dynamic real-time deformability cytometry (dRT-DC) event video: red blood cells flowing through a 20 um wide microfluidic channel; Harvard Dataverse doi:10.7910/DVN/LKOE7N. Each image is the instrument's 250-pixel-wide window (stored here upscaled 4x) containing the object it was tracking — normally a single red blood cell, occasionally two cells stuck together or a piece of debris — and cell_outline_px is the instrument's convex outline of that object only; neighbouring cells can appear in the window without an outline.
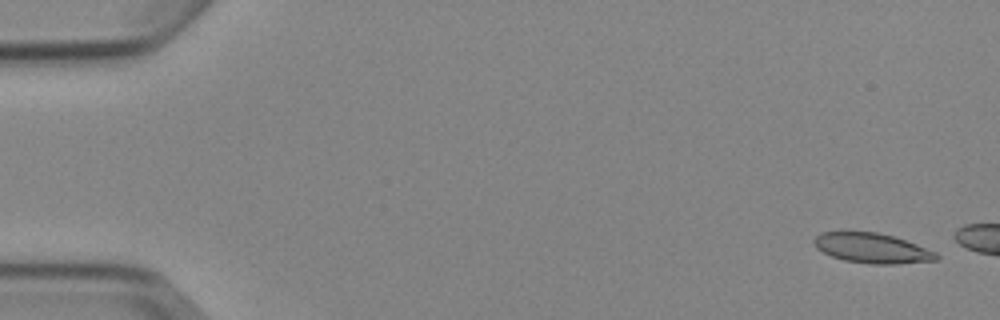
{"species": "Egyptian fruit bat (a non-hibernating species)", "species_latin": "Rousettus aegyptiacus", "temperature_condition": "cold", "stored_images_in_passage": 7, "camera_frame_rate_fps": 3000, "um_per_image_px": 0.085, "animal": {"sex": "female"}, "frame": {"image": 1, "passage_image": 1, "time_ms": 0.0, "image_size_px": [1000, 320], "cell_outline_px": [[940, 256], [936, 260], [896, 264], [872, 264], [844, 260], [832, 256], [816, 248], [812, 240], [820, 232], [840, 228], [876, 232], [892, 236], [916, 244], [936, 252]], "centroid_in_image_um": [74.03, 21.04], "position_along_channel_um": 11.0, "area_um2": 21.96}}
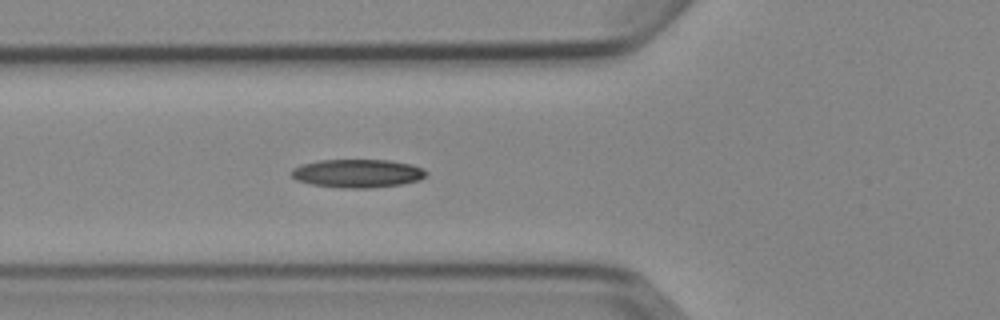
{"frame": {"image": 2, "passage_image": 7, "time_ms": 7.667, "image_size_px": [1000, 320], "cell_outline_px": [[428, 172], [424, 176], [416, 180], [400, 184], [372, 188], [344, 188], [312, 184], [296, 180], [292, 176], [292, 168], [304, 164], [320, 160], [388, 160], [412, 164], [424, 168]], "centroid_in_image_um": [30.4, 14.73], "position_along_channel_um": 95.4, "area_um2": 22.08}}